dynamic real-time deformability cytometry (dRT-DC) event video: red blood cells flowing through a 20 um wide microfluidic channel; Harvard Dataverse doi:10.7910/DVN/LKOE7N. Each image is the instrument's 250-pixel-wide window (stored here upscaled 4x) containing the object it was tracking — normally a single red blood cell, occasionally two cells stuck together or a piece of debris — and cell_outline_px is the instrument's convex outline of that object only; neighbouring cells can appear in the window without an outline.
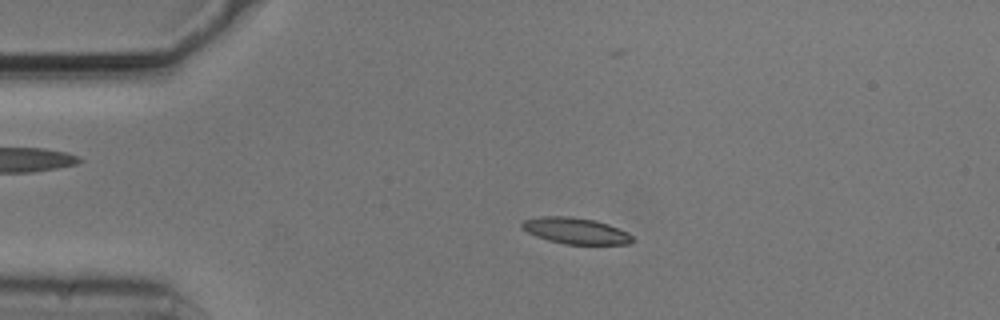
{"species": "common noctule bat (a hibernating species)", "species_latin": "Nyctalus noctula", "temperature_condition": "cold", "stored_images_in_passage": 52, "camera_frame_rate_fps": 3000, "um_per_image_px": 0.085, "animal": {"sex": "male", "body_mass_g": 20.5, "forearm_length_mm": 52.5}, "frame": {"image": 1, "passage_image": 9, "time_ms": 2.667, "image_size_px": [1000, 320], "cell_outline_px": [[636, 240], [628, 244], [564, 244], [548, 240], [536, 236], [520, 228], [520, 224], [524, 220], [540, 216], [568, 216], [596, 220], [608, 224], [628, 232]], "centroid_in_image_um": [48.93, 19.61], "position_along_channel_um": 36.1, "area_um2": 16.99}}
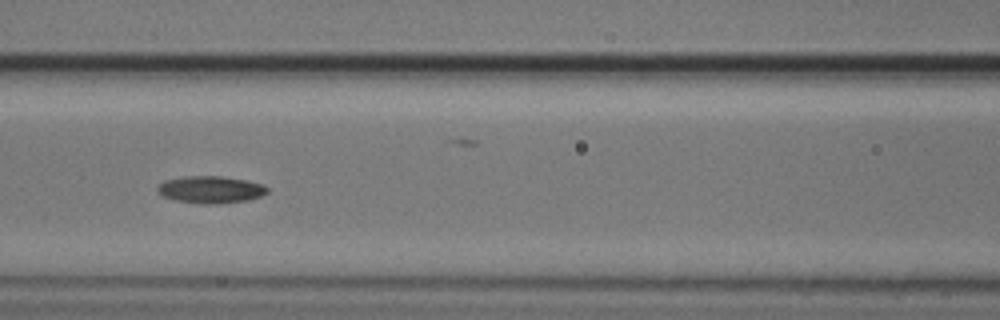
{"frame": {"image": 2, "passage_image": 21, "time_ms": 6.667, "image_size_px": [1000, 320], "cell_outline_px": [[268, 192], [260, 196], [248, 200], [220, 204], [200, 204], [176, 200], [164, 196], [156, 188], [164, 180], [180, 176], [220, 176], [244, 180], [260, 184], [268, 188]], "centroid_in_image_um": [17.88, 16.12], "position_along_channel_um": 148.7, "area_um2": 17.28}}
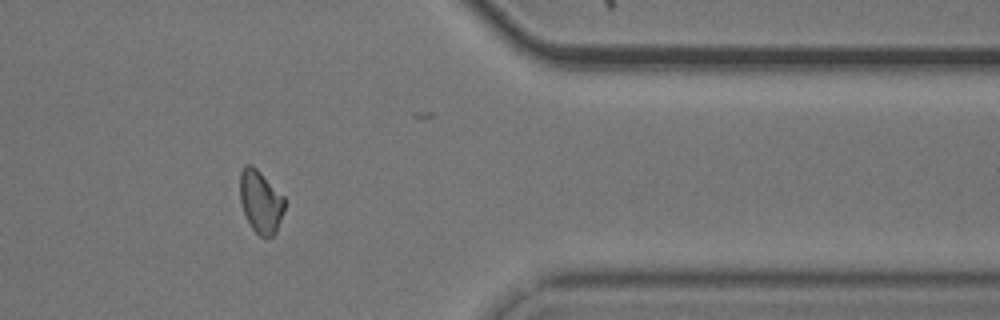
{"frame": {"image": 3, "passage_image": 42, "time_ms": 13.667, "image_size_px": [1000, 320], "cell_outline_px": [[284, 212], [276, 232], [272, 236], [260, 236], [252, 228], [244, 212], [240, 200], [240, 172], [244, 164], [252, 164], [284, 196]], "centroid_in_image_um": [22.15, 17.12], "position_along_channel_um": 389.3, "area_um2": 16.18}, "authors_computed_cell_mechanics": {"area_um2": 16.6464, "velocity_mm_per_s": 3.7063, "shape_relaxation_time_tau1_ms": 3.4155, "shape_relaxation_time_tau2_ms": null, "deformation_change_tau1": 0.1173, "deformation_change_tau2": null}}